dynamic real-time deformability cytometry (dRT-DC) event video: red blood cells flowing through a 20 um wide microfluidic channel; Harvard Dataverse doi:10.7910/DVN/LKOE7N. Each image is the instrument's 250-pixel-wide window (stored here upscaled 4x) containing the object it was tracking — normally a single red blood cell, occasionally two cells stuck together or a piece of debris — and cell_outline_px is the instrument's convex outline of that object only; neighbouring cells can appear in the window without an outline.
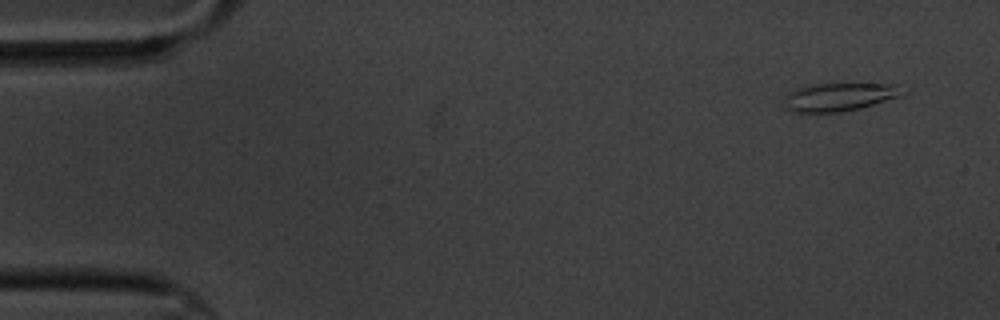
{"species": "common noctule bat (a hibernating species)", "species_latin": "Nyctalus noctula", "temperature_condition": "cold", "stored_images_in_passage": 6, "camera_frame_rate_fps": 3000, "um_per_image_px": 0.085, "animal": {"sex": "male", "body_mass_g": 20.1, "forearm_length_mm": 53.5}, "frame": {"image": 1, "passage_image": 1, "time_ms": 0.0, "image_size_px": [1000, 320], "cell_outline_px": [[908, 92], [900, 96], [860, 108], [840, 112], [792, 112], [784, 108], [788, 92], [804, 84], [900, 84]], "centroid_in_image_um": [71.36, 8.22], "position_along_channel_um": 13.6, "area_um2": 19.59}}
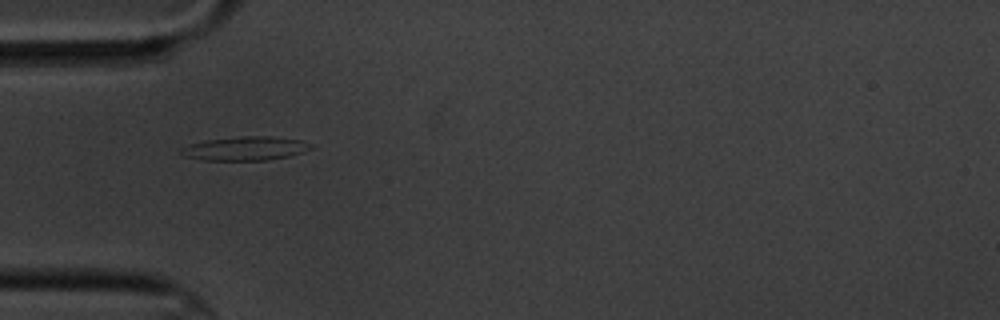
{"frame": {"image": 2, "passage_image": 5, "time_ms": 4.667, "image_size_px": [1000, 320], "cell_outline_px": [[312, 148], [304, 152], [288, 156], [268, 160], [204, 160], [184, 156], [180, 152], [180, 148], [192, 144], [208, 140], [240, 136], [268, 136], [300, 140], [312, 144]], "centroid_in_image_um": [20.87, 12.62], "position_along_channel_um": 64.1, "area_um2": 17.86}}